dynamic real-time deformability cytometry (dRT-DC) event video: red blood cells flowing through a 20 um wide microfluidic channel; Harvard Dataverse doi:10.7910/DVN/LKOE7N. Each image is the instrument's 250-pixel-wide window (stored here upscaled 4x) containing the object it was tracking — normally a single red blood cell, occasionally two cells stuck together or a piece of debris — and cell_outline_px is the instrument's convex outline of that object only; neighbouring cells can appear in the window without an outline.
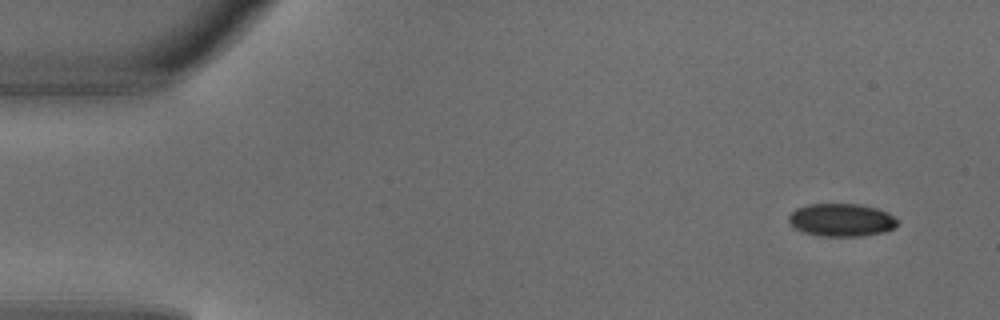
{"species": "common noctule bat (a hibernating species)", "species_latin": "Nyctalus noctula", "temperature_condition": "warm", "stored_images_in_passage": 4, "camera_frame_rate_fps": 3000, "um_per_image_px": 0.085, "animal": {"sex": "male", "body_mass_g": 18.8}, "frame": {"image": 1, "passage_image": 1, "time_ms": 0.0, "image_size_px": [1000, 320], "cell_outline_px": [[896, 224], [892, 228], [884, 232], [860, 236], [820, 236], [804, 232], [796, 228], [788, 220], [788, 216], [796, 208], [808, 204], [860, 204], [876, 208], [888, 212], [896, 220]], "centroid_in_image_um": [71.5, 18.69], "position_along_channel_um": 13.5, "area_um2": 20.63}}
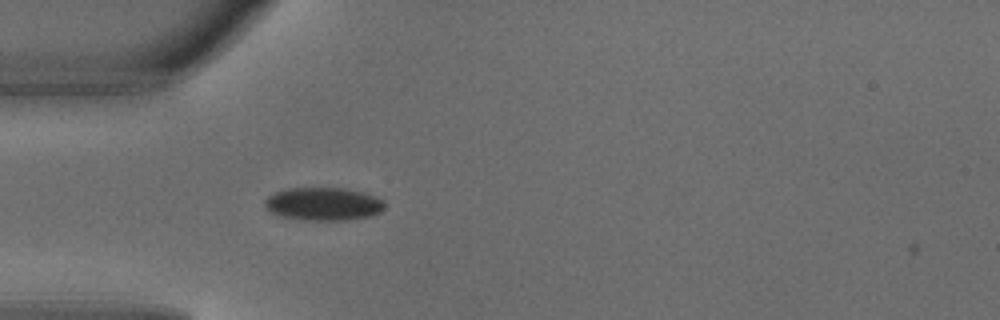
{"frame": {"image": 2, "passage_image": 4, "time_ms": 1.0, "image_size_px": [1000, 320], "cell_outline_px": [[384, 208], [380, 212], [368, 216], [344, 220], [308, 220], [280, 216], [272, 212], [264, 204], [264, 200], [268, 196], [276, 192], [288, 188], [344, 188], [364, 192], [376, 196], [384, 204]], "centroid_in_image_um": [27.48, 17.32], "position_along_channel_um": 57.5, "area_um2": 22.83}}